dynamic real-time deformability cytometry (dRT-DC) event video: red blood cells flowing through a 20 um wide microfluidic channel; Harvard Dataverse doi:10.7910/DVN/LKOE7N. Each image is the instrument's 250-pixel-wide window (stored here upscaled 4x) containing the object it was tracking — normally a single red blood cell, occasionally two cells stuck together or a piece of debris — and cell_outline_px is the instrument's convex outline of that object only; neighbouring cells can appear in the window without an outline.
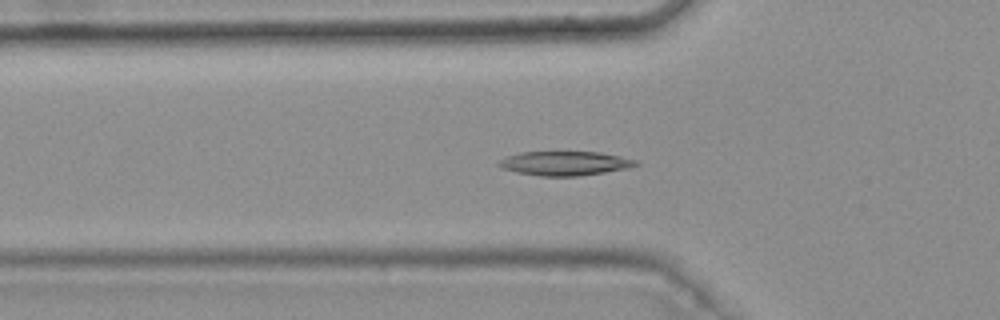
{"species": "common noctule bat (a hibernating species)", "species_latin": "Nyctalus noctula", "temperature_condition": "warm", "stored_images_in_passage": 34, "camera_frame_rate_fps": 3000, "um_per_image_px": 0.085, "animal": {"sex": "female", "body_mass_g": 25.1}, "frame": {"image": 1, "passage_image": 6, "time_ms": 1.667, "image_size_px": [1000, 320], "cell_outline_px": [[640, 164], [628, 168], [604, 172], [576, 176], [540, 176], [516, 172], [504, 168], [496, 164], [500, 160], [508, 156], [520, 152], [600, 152], [620, 156], [636, 160]], "centroid_in_image_um": [48.02, 13.88], "position_along_channel_um": 77.8, "area_um2": 19.13}}
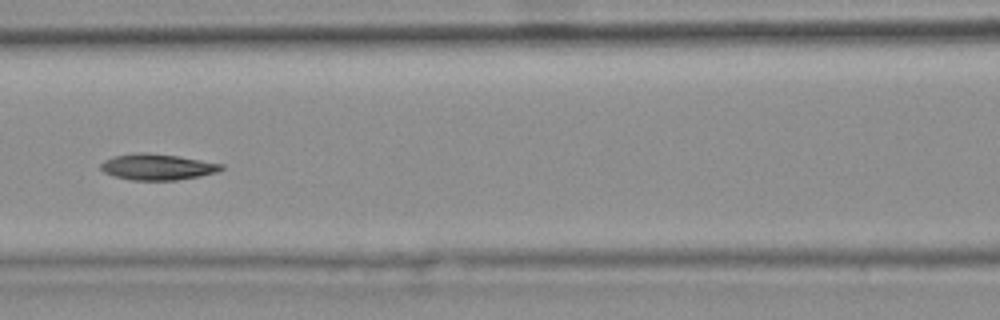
{"frame": {"image": 2, "passage_image": 12, "time_ms": 3.667, "image_size_px": [1000, 320], "cell_outline_px": [[224, 168], [216, 172], [200, 176], [176, 180], [132, 180], [112, 176], [104, 172], [100, 168], [100, 164], [104, 160], [112, 156], [136, 152], [148, 152], [176, 156], [224, 164]], "centroid_in_image_um": [13.33, 14.18], "position_along_channel_um": 153.3, "area_um2": 18.38}}
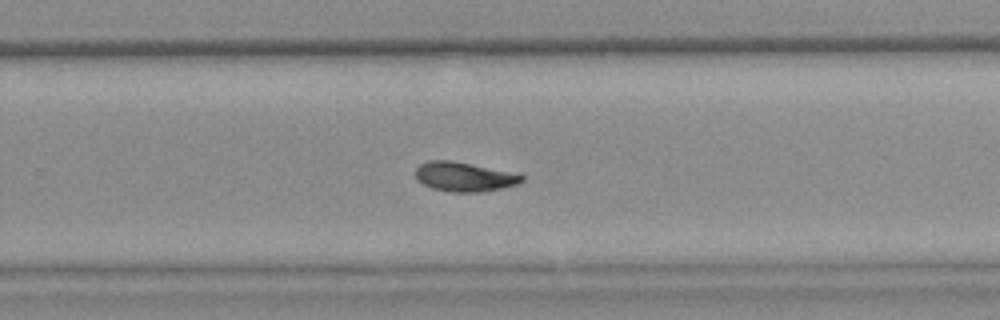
{"frame": {"image": 3, "passage_image": 23, "time_ms": 7.333, "image_size_px": [1000, 320], "cell_outline_px": [[524, 180], [516, 184], [500, 188], [480, 192], [452, 192], [432, 188], [416, 180], [416, 168], [420, 164], [428, 160], [452, 160], [524, 176]], "centroid_in_image_um": [39.37, 15.03], "position_along_channel_um": 290.4, "area_um2": 17.74}, "authors_computed_cell_mechanics": {"area_um2": 18.1492, "velocity_mm_per_s": 3.7596, "shape_relaxation_time_tau1_ms": 8.7039, "shape_relaxation_time_tau2_ms": 5.894, "deformation_change_tau1": 0.2115, "deformation_change_tau2": 0.0966}}